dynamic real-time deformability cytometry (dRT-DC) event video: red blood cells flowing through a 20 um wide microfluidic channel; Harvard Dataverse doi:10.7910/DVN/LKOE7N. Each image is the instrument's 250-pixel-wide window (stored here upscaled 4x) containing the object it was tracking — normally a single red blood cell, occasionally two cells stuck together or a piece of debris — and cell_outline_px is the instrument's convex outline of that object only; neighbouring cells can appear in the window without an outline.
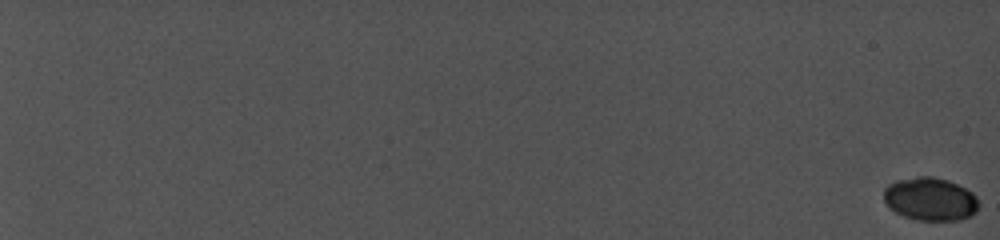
{"species": "common noctule bat (a hibernating species)", "species_latin": "Nyctalus noctula", "temperature_condition": "cold", "stored_images_in_passage": 76, "camera_frame_rate_fps": 5000, "um_per_image_px": 0.085, "animal": {"sex": "female", "body_mass_g": 19.0, "forearm_length_mm": 56.7}, "frame": {"image": 1, "passage_image": 1, "time_ms": 0.0, "image_size_px": [1000, 240], "cell_outline_px": [[976, 212], [968, 216], [956, 220], [916, 220], [904, 216], [888, 208], [884, 200], [884, 188], [888, 184], [896, 180], [916, 176], [932, 176], [948, 180], [972, 192], [976, 196]], "centroid_in_image_um": [79.01, 16.9], "position_along_channel_um": 6.0, "area_um2": 23.76}}
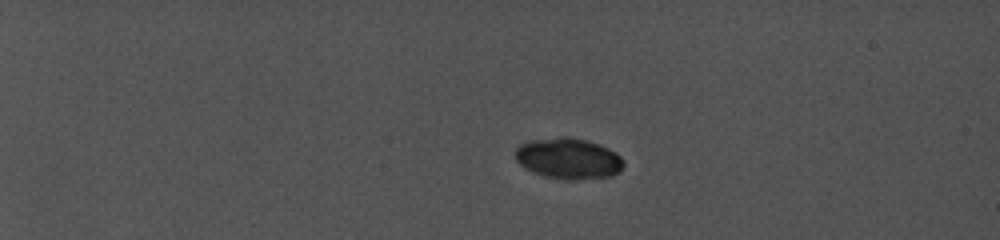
{"frame": {"image": 2, "passage_image": 51, "time_ms": 6.0, "image_size_px": [1000, 240], "cell_outline_px": [[624, 164], [616, 172], [608, 176], [568, 180], [548, 176], [536, 172], [520, 164], [516, 160], [516, 148], [520, 144], [528, 140], [556, 136], [568, 136], [588, 140], [600, 144], [616, 152], [624, 160]], "centroid_in_image_um": [48.31, 13.42], "position_along_channel_um": 36.7, "area_um2": 25.61}}
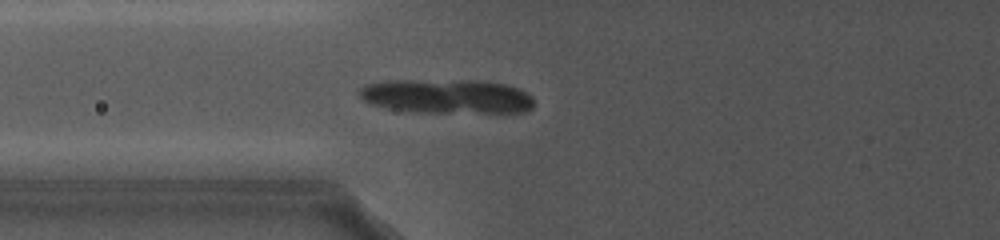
{"frame": {"image": 3, "passage_image": 76, "time_ms": 10.8, "image_size_px": [1000, 240], "cell_outline_px": [[532, 108], [524, 112], [404, 112], [372, 104], [364, 100], [360, 96], [360, 88], [368, 84], [388, 80], [476, 80], [504, 84], [516, 88], [532, 96]], "centroid_in_image_um": [37.95, 8.19], "position_along_channel_um": 87.9, "area_um2": 34.8}}